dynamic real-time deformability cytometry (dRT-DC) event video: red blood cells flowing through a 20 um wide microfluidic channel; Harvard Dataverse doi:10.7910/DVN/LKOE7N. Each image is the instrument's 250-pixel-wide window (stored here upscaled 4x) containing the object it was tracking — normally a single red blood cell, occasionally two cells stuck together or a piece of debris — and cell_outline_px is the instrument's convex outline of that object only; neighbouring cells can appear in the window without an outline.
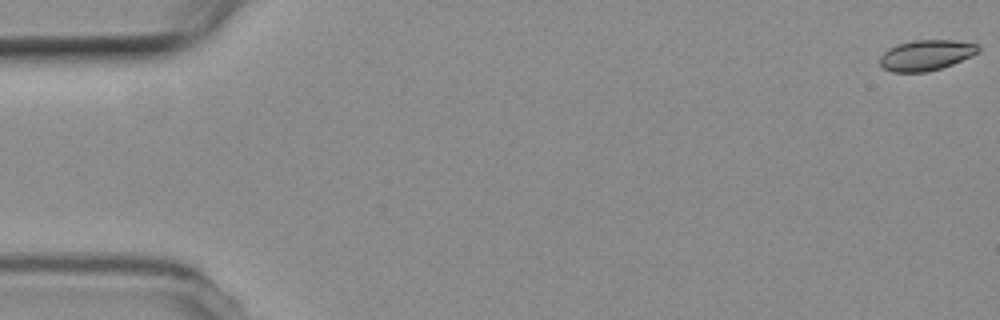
{"species": "common noctule bat (a hibernating species)", "species_latin": "Nyctalus noctula", "temperature_condition": "room temperature", "stored_images_in_passage": 18, "camera_frame_rate_fps": 3000, "um_per_image_px": 0.085, "animal": {"sex": "female", "body_mass_g": 19.3, "forearm_length_mm": 54.1}, "frame": {"image": 1, "passage_image": 1, "time_ms": 0.0, "image_size_px": [1000, 320], "cell_outline_px": [[980, 52], [972, 56], [952, 64], [928, 72], [892, 72], [884, 68], [880, 64], [880, 56], [888, 48], [896, 44], [912, 40], [956, 40], [976, 44], [980, 48]], "centroid_in_image_um": [78.72, 4.68], "position_along_channel_um": 6.3, "area_um2": 17.63}}
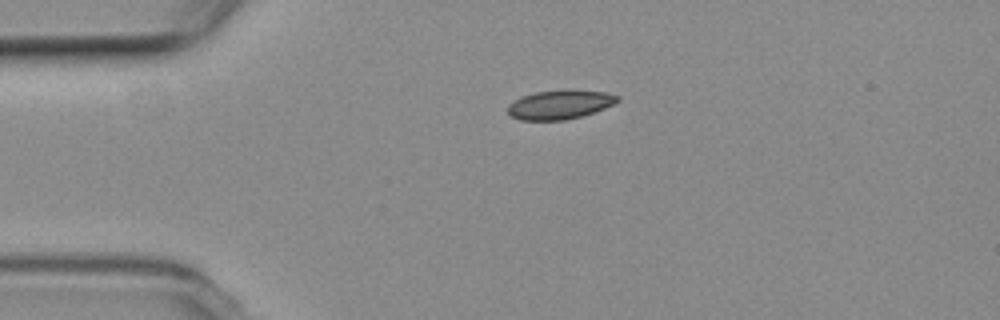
{"frame": {"image": 2, "passage_image": 13, "time_ms": 4.0, "image_size_px": [1000, 320], "cell_outline_px": [[620, 100], [604, 108], [580, 116], [564, 120], [520, 120], [512, 116], [508, 112], [508, 104], [524, 96], [536, 92], [568, 88], [572, 88], [608, 92], [620, 96]], "centroid_in_image_um": [47.63, 8.86], "position_along_channel_um": 37.4, "area_um2": 18.73}}